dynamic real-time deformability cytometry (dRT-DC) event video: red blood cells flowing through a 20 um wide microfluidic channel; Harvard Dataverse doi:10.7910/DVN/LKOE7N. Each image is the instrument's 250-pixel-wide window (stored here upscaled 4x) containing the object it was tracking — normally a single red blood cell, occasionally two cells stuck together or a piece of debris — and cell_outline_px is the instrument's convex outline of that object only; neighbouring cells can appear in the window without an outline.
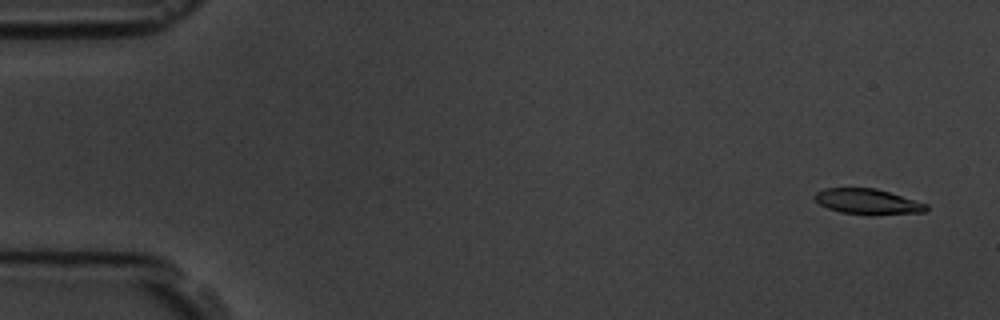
{"species": "common noctule bat (a hibernating species)", "species_latin": "Nyctalus noctula", "temperature_condition": "room temperature", "stored_images_in_passage": 4, "camera_frame_rate_fps": 3000, "um_per_image_px": 0.085, "animal": {"sex": "male", "body_mass_g": 19.5, "forearm_length_mm": 54.6}, "frame": {"image": 1, "passage_image": 1, "time_ms": 0.0, "image_size_px": [1000, 320], "cell_outline_px": [[928, 212], [872, 216], [840, 212], [828, 208], [820, 204], [816, 200], [816, 192], [824, 188], [876, 188], [928, 204]], "centroid_in_image_um": [73.81, 17.16], "position_along_channel_um": 11.2, "area_um2": 16.76}}
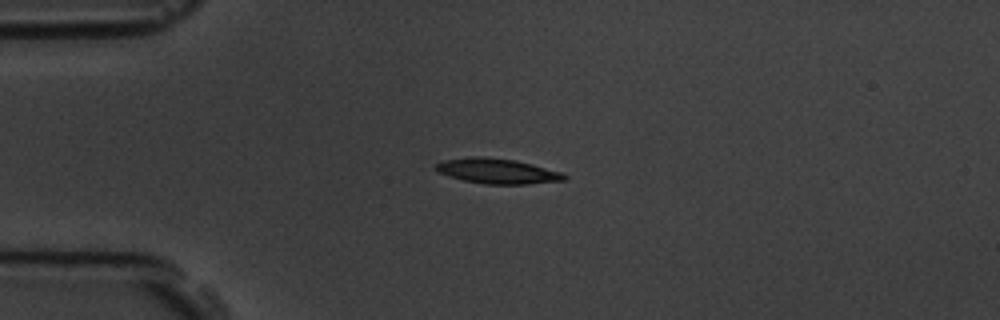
{"frame": {"image": 2, "passage_image": 4, "time_ms": 3.667, "image_size_px": [1000, 320], "cell_outline_px": [[568, 176], [564, 180], [528, 184], [484, 184], [464, 180], [448, 176], [440, 172], [436, 168], [436, 164], [444, 160], [472, 156], [480, 156], [516, 160], [564, 172]], "centroid_in_image_um": [42.32, 14.54], "position_along_channel_um": 42.7, "area_um2": 18.79}}